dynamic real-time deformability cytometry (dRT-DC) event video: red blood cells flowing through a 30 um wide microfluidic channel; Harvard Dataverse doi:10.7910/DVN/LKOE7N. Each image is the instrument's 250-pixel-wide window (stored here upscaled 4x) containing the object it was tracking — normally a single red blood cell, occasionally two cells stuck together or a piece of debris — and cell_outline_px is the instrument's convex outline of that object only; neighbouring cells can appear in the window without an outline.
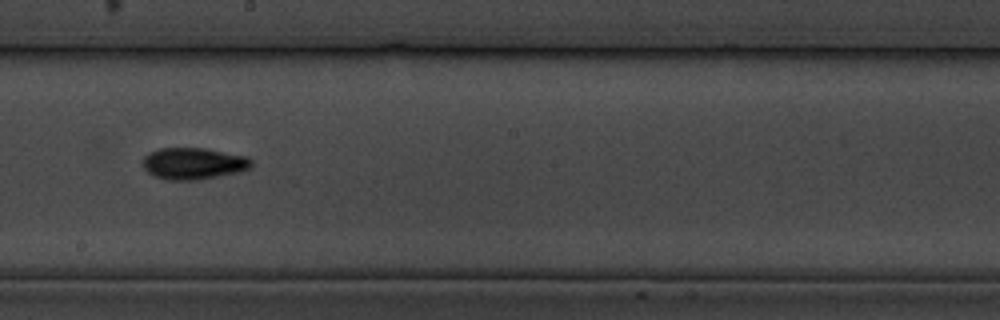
{"species": "common noctule bat (a hibernating species)", "species_latin": "Nyctalus noctula", "temperature_condition": "cold", "stored_images_in_passage": 9, "camera_frame_rate_fps": 3000, "um_per_image_px": 0.085, "animal": {"sex": "male", "body_mass_g": 19.5, "forearm_length_mm": 54.6}, "frame": {"image": 1, "passage_image": 7, "time_ms": 7.0, "image_size_px": [1000, 320], "cell_outline_px": [[252, 164], [248, 168], [240, 172], [192, 180], [168, 180], [156, 176], [148, 172], [144, 168], [144, 156], [148, 152], [160, 148], [204, 148], [244, 156], [252, 160]], "centroid_in_image_um": [16.42, 13.89], "position_along_channel_um": 231.8, "area_um2": 19.71}}
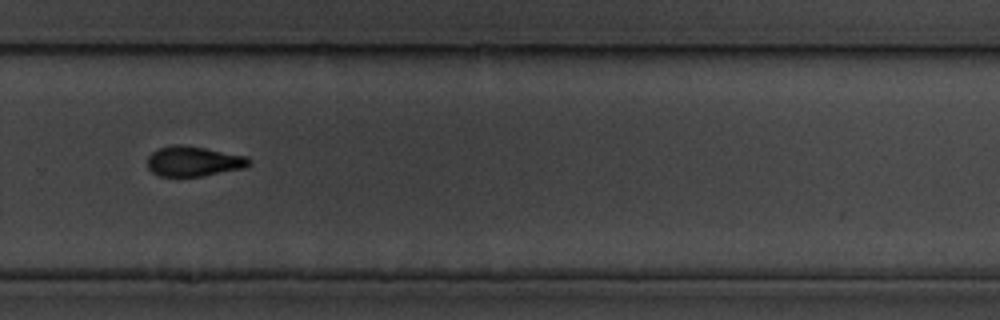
{"frame": {"image": 2, "passage_image": 9, "time_ms": 9.333, "image_size_px": [1000, 320], "cell_outline_px": [[252, 164], [244, 168], [200, 176], [160, 176], [152, 172], [148, 168], [148, 156], [152, 152], [160, 148], [176, 144], [180, 144], [204, 148], [248, 156], [252, 160]], "centroid_in_image_um": [16.48, 13.71], "position_along_channel_um": 313.3, "area_um2": 17.74}}